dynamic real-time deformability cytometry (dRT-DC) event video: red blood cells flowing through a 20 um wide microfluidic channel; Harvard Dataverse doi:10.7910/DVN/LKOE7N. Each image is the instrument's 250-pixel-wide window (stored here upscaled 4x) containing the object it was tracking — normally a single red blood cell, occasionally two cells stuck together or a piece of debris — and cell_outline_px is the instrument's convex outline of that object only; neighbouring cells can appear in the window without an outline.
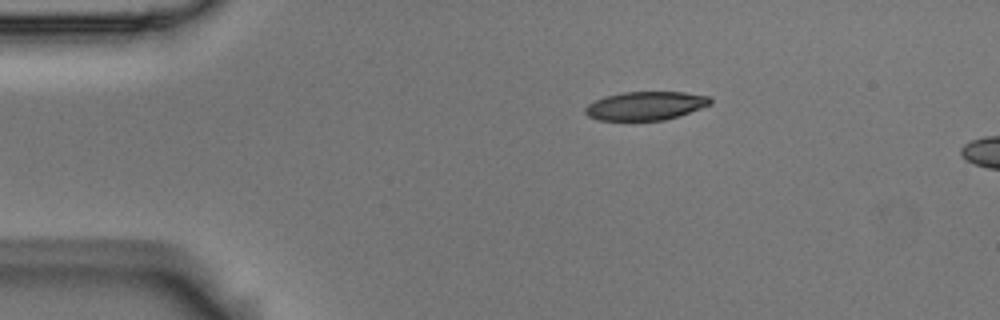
{"species": "Egyptian fruit bat (a non-hibernating species)", "species_latin": "Rousettus aegyptiacus", "temperature_condition": "room temperature", "stored_images_in_passage": 3, "segment_of_instrument_passage": [1, 2], "camera_frame_rate_fps": 3000, "um_per_image_px": 0.085, "animal": {"sex": "male"}, "frame": {"image": 1, "passage_image": 1, "time_ms": 0.0, "image_size_px": [1000, 320], "cell_outline_px": [[712, 104], [664, 120], [600, 120], [588, 116], [584, 112], [584, 108], [588, 104], [604, 96], [624, 92], [684, 92], [708, 96], [712, 100]], "centroid_in_image_um": [54.85, 8.98], "position_along_channel_um": 30.2, "area_um2": 20.63}}